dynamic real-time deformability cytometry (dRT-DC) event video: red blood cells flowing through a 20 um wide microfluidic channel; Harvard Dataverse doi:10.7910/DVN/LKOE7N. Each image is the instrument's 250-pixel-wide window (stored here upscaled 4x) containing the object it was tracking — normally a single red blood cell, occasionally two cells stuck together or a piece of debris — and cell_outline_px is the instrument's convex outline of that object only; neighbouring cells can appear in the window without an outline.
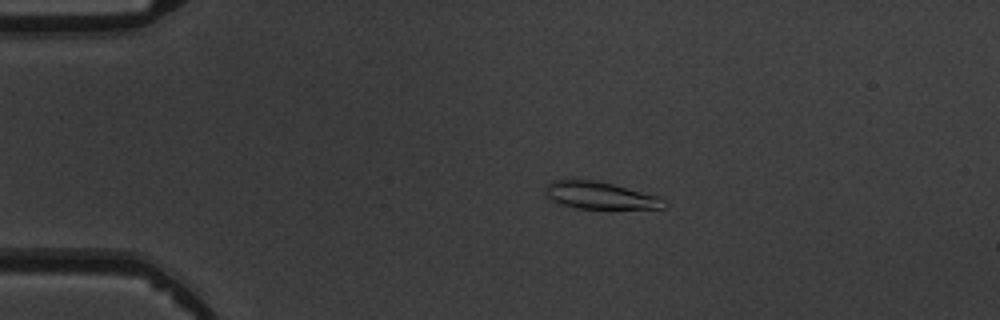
{"species": "common noctule bat (a hibernating species)", "species_latin": "Nyctalus noctula", "temperature_condition": "warm", "stored_images_in_passage": 5, "camera_frame_rate_fps": 3000, "um_per_image_px": 0.085, "animal": {"sex": "male", "body_mass_g": 19.5, "forearm_length_mm": 54.6}, "frame": {"image": 1, "passage_image": 3, "time_ms": 3.0, "image_size_px": [1000, 320], "cell_outline_px": [[668, 204], [664, 208], [576, 208], [560, 204], [552, 200], [544, 192], [548, 184], [552, 180], [596, 180], [660, 196]], "centroid_in_image_um": [51.02, 16.61], "position_along_channel_um": 34.0, "area_um2": 18.61}}